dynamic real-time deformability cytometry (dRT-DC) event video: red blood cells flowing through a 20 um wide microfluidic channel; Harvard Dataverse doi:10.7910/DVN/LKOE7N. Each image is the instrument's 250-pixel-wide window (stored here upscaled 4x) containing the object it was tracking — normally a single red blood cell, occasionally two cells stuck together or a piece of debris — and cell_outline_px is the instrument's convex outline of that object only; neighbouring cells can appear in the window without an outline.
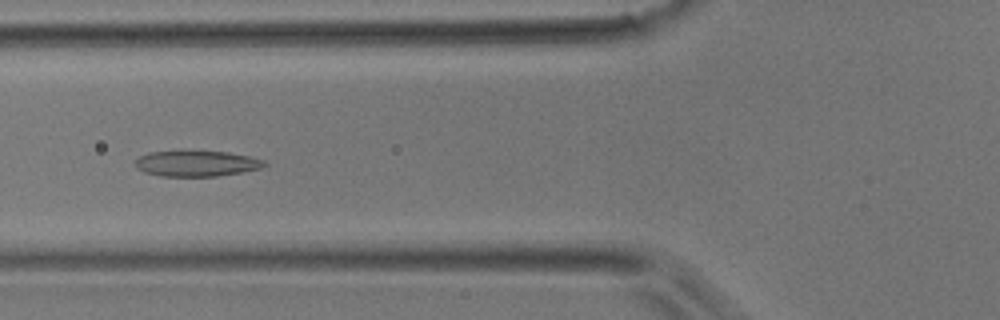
{"species": "common noctule bat (a hibernating species)", "species_latin": "Nyctalus noctula", "temperature_condition": "room temperature", "stored_images_in_passage": 44, "camera_frame_rate_fps": 3000, "um_per_image_px": 0.085, "animal": {"sex": "male", "body_mass_g": 17.9}, "frame": {"image": 1, "passage_image": 16, "time_ms": 5.0, "image_size_px": [1000, 320], "cell_outline_px": [[268, 164], [260, 168], [240, 172], [216, 176], [160, 176], [144, 172], [136, 168], [136, 160], [140, 156], [148, 152], [180, 148], [228, 152], [248, 156], [264, 160]], "centroid_in_image_um": [16.64, 13.85], "position_along_channel_um": 109.2, "area_um2": 20.11}}
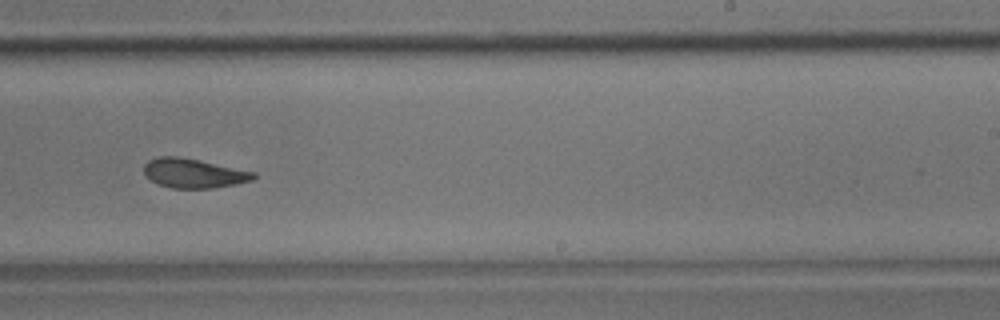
{"frame": {"image": 2, "passage_image": 27, "time_ms": 8.667, "image_size_px": [1000, 320], "cell_outline_px": [[256, 176], [252, 180], [236, 184], [212, 188], [172, 188], [160, 184], [144, 176], [144, 164], [148, 160], [156, 156], [176, 156], [200, 160], [256, 172]], "centroid_in_image_um": [16.44, 14.71], "position_along_channel_um": 272.6, "area_um2": 18.79}}
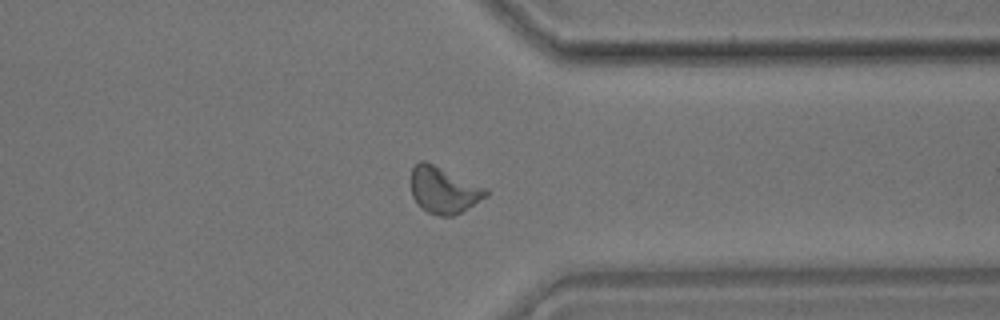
{"frame": {"image": 3, "passage_image": 34, "time_ms": 11.0, "image_size_px": [1000, 320], "cell_outline_px": [[488, 196], [460, 212], [452, 216], [440, 216], [428, 212], [420, 208], [416, 204], [412, 196], [412, 168], [420, 160], [424, 160], [488, 188]], "centroid_in_image_um": [37.71, 16.16], "position_along_channel_um": 373.7, "area_um2": 20.23}}